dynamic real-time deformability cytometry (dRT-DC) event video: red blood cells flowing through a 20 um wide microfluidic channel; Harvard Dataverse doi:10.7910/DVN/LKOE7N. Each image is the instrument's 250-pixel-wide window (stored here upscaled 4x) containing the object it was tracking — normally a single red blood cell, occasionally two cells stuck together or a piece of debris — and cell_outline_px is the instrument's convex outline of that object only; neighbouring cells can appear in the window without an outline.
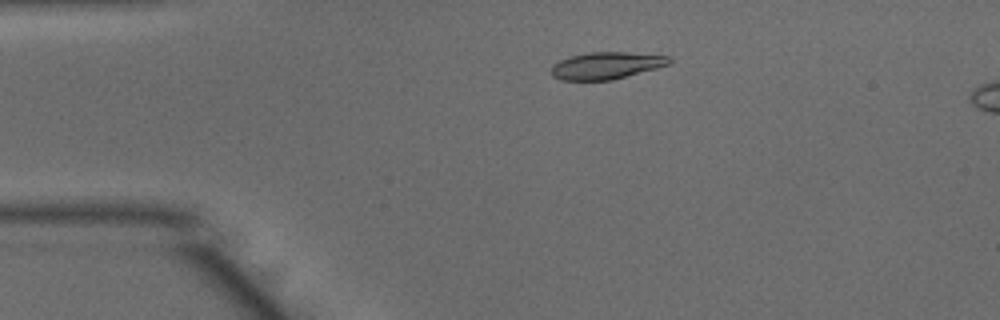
{"species": "common noctule bat (a hibernating species)", "species_latin": "Nyctalus noctula", "temperature_condition": "warm", "stored_images_in_passage": 14, "camera_frame_rate_fps": 3000, "um_per_image_px": 0.085, "animal": {"sex": "male", "body_mass_g": 15.6}, "frame": {"image": 1, "passage_image": 10, "time_ms": 3.0, "image_size_px": [1000, 320], "cell_outline_px": [[672, 60], [668, 64], [656, 68], [612, 80], [560, 80], [552, 76], [552, 64], [560, 60], [572, 56], [588, 52], [628, 52], [668, 56]], "centroid_in_image_um": [51.51, 5.57], "position_along_channel_um": 33.5, "area_um2": 18.44}}